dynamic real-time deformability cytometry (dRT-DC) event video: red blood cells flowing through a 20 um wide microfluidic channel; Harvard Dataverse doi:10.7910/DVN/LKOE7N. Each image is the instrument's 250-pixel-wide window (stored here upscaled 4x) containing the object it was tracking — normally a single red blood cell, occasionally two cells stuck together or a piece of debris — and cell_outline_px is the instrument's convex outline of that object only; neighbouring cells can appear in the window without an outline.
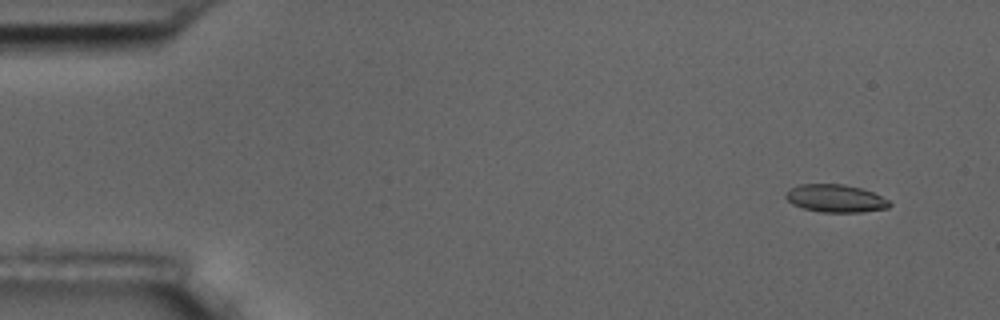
{"species": "common noctule bat (a hibernating species)", "species_latin": "Nyctalus noctula", "temperature_condition": "room temperature", "stored_images_in_passage": 14, "camera_frame_rate_fps": 3000, "um_per_image_px": 0.085, "animal": {"sex": "male", "body_mass_g": 17.5, "forearm_length_mm": 52.3}, "frame": {"image": 1, "passage_image": 1, "time_ms": 0.0, "image_size_px": [1000, 320], "cell_outline_px": [[892, 204], [888, 208], [860, 212], [820, 212], [804, 208], [792, 204], [784, 196], [788, 188], [800, 184], [844, 184], [860, 188], [872, 192], [888, 200]], "centroid_in_image_um": [70.99, 16.86], "position_along_channel_um": 14.0, "area_um2": 16.76}}
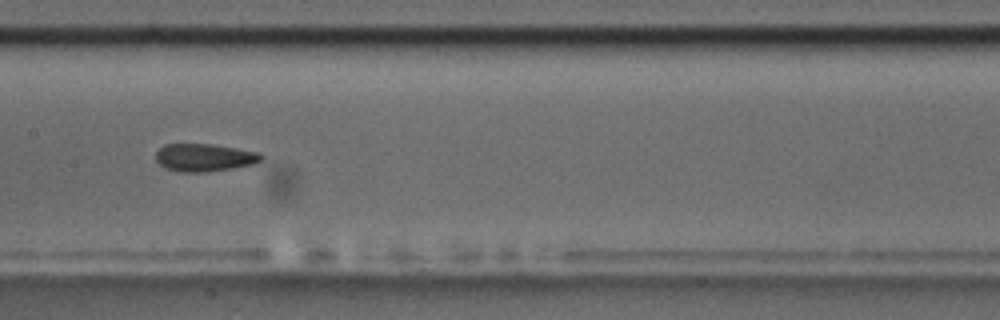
{"frame": {"image": 2, "passage_image": 7, "time_ms": 8.0, "image_size_px": [1000, 320], "cell_outline_px": [[264, 156], [260, 160], [252, 164], [232, 168], [204, 172], [180, 172], [164, 168], [156, 160], [156, 152], [164, 144], [212, 144], [260, 152]], "centroid_in_image_um": [17.35, 13.38], "position_along_channel_um": 190.0, "area_um2": 16.99}}
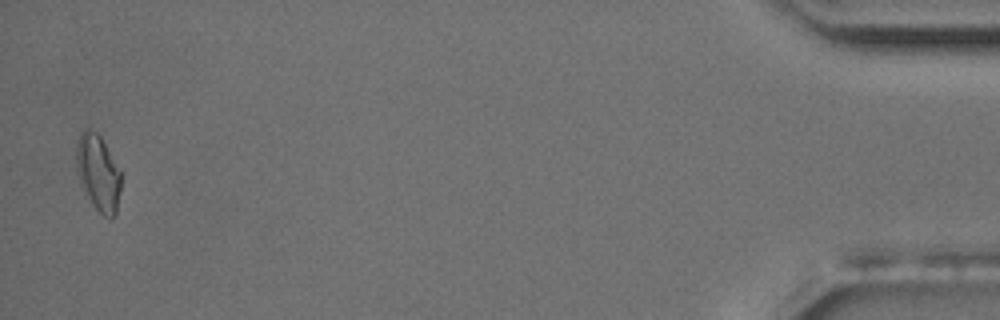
{"frame": {"image": 3, "passage_image": 14, "time_ms": 17.0, "image_size_px": [1000, 320], "cell_outline_px": [[120, 192], [116, 216], [112, 220], [104, 216], [92, 204], [80, 184], [76, 168], [76, 144], [80, 132], [84, 128], [88, 128], [96, 132], [100, 136], [120, 172]], "centroid_in_image_um": [8.32, 14.71], "position_along_channel_um": 426.9, "area_um2": 19.83}, "authors_computed_cell_mechanics": {"area_um2": 17.0799, "velocity_mm_per_s": 3.6087, "shape_relaxation_time_tau1_ms": 6.5625, "shape_relaxation_time_tau2_ms": 2.7012, "deformation_change_tau1": 0.1133, "deformation_change_tau2": 0.0617}}